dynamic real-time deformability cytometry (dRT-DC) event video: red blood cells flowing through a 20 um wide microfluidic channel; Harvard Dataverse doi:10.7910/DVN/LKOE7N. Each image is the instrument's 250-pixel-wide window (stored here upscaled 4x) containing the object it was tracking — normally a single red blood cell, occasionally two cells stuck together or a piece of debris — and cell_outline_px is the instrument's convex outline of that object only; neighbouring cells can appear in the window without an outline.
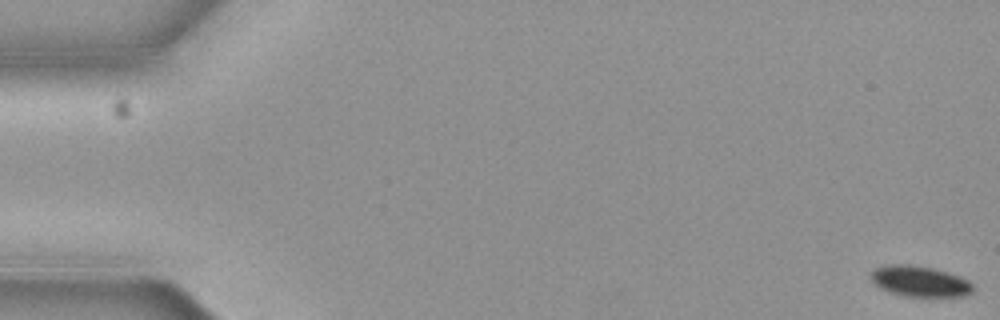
{"species": "common noctule bat (a hibernating species)", "species_latin": "Nyctalus noctula", "temperature_condition": "cold", "stored_images_in_passage": 7, "camera_frame_rate_fps": 3000, "um_per_image_px": 0.085, "animal": {"sex": "female", "body_mass_g": 19.3, "forearm_length_mm": 54.1}, "frame": {"image": 1, "passage_image": 1, "time_ms": 0.0, "image_size_px": [1000, 320], "cell_outline_px": [[972, 292], [964, 296], [904, 296], [880, 288], [868, 276], [876, 268], [888, 264], [908, 264], [932, 268], [948, 272], [960, 276], [968, 280], [972, 284]], "centroid_in_image_um": [78.18, 23.9], "position_along_channel_um": 6.8, "area_um2": 18.15}}
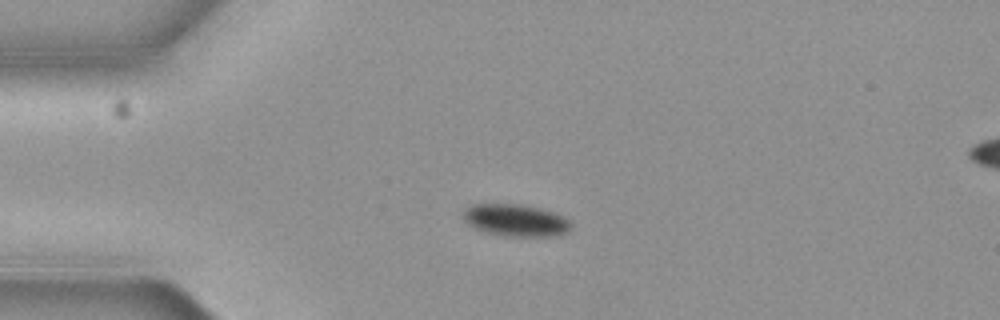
{"frame": {"image": 2, "passage_image": 5, "time_ms": 1.333, "image_size_px": [1000, 320], "cell_outline_px": [[568, 232], [560, 236], [504, 236], [488, 232], [476, 228], [468, 224], [460, 216], [464, 208], [472, 204], [520, 204], [540, 208], [552, 212], [568, 220]], "centroid_in_image_um": [43.76, 18.72], "position_along_channel_um": 41.2, "area_um2": 20.06}}
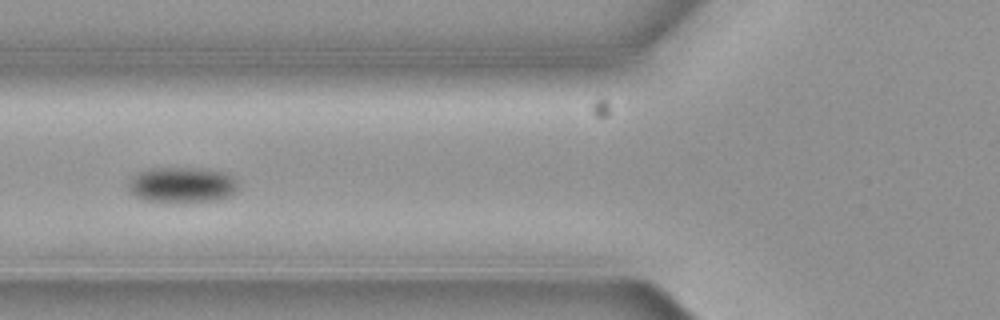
{"frame": {"image": 3, "passage_image": 7, "time_ms": 2.0, "image_size_px": [1000, 320], "cell_outline_px": [[236, 192], [232, 196], [216, 200], [176, 204], [144, 200], [128, 192], [128, 180], [132, 176], [148, 168], [200, 168], [224, 172], [232, 176], [236, 180]], "centroid_in_image_um": [15.44, 15.74], "position_along_channel_um": 110.4, "area_um2": 23.41}}